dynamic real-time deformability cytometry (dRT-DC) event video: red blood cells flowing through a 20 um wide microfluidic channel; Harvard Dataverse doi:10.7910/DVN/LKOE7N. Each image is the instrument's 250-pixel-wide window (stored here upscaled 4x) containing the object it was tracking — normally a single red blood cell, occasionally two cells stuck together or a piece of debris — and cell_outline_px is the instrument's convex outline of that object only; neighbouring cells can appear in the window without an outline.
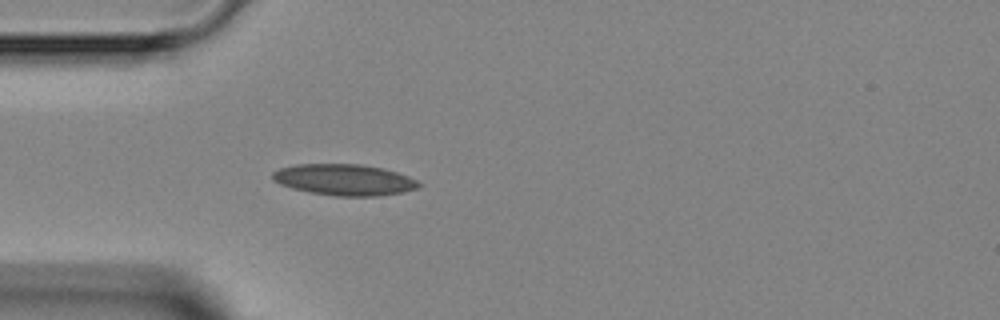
{"species": "Egyptian fruit bat (a non-hibernating species)", "species_latin": "Rousettus aegyptiacus", "temperature_condition": "room temperature", "stored_images_in_passage": 2, "camera_frame_rate_fps": 3000, "um_per_image_px": 0.085, "animal": {"sex": "female"}, "frame": {"image": 1, "passage_image": 2, "time_ms": 1.333, "image_size_px": [1000, 320], "cell_outline_px": [[424, 184], [420, 188], [404, 192], [376, 196], [336, 196], [308, 192], [292, 188], [280, 184], [272, 180], [272, 172], [280, 168], [296, 164], [360, 164], [384, 168], [408, 176]], "centroid_in_image_um": [29.29, 15.28], "position_along_channel_um": 55.7, "area_um2": 26.82}}